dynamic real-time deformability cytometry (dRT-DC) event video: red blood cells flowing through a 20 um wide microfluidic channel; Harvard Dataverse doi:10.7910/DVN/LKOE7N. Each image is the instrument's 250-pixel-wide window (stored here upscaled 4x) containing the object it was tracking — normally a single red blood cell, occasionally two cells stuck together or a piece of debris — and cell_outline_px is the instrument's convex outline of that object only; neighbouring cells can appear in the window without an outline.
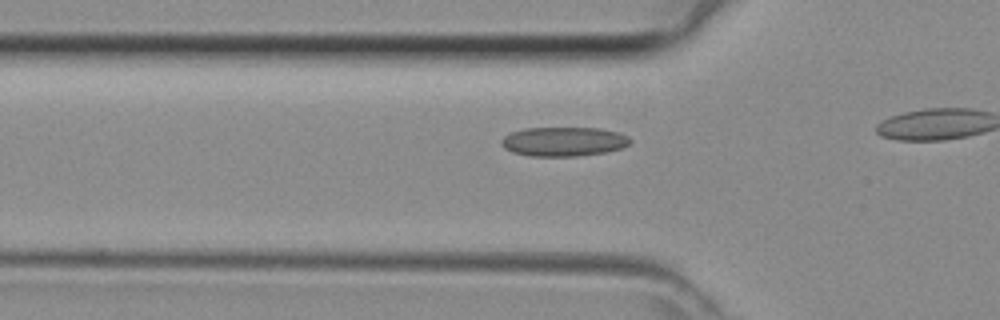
{"species": "common noctule bat (a hibernating species)", "species_latin": "Nyctalus noctula", "temperature_condition": "room temperature", "stored_images_in_passage": 15, "camera_frame_rate_fps": 3000, "um_per_image_px": 0.085, "animal": {"sex": "female", "body_mass_g": 29.2, "forearm_length_mm": 56.3}, "frame": {"image": 1, "passage_image": 11, "time_ms": 3.333, "image_size_px": [1000, 320], "cell_outline_px": [[632, 140], [624, 148], [604, 152], [576, 156], [528, 156], [512, 152], [504, 148], [500, 144], [500, 140], [504, 136], [512, 132], [524, 128], [600, 128], [620, 132], [628, 136]], "centroid_in_image_um": [47.91, 12.03], "position_along_channel_um": 77.9, "area_um2": 22.14}}